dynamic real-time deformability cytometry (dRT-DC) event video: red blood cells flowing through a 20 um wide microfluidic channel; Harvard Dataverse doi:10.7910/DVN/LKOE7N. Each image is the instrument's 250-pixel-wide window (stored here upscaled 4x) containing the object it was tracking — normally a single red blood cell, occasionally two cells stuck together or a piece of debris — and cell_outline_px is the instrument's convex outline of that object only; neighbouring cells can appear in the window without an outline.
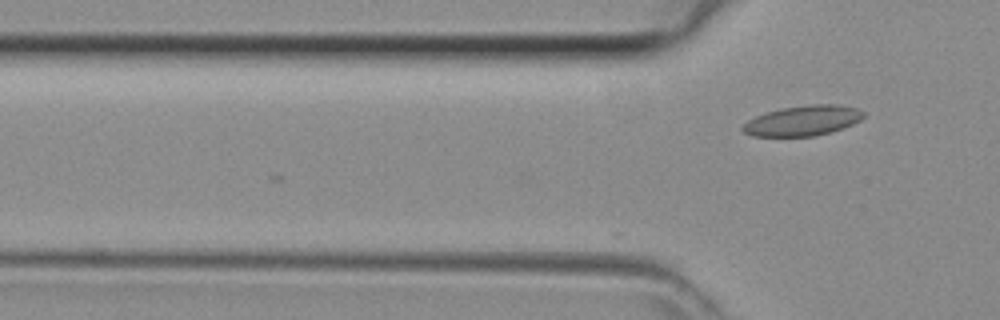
{"species": "common noctule bat (a hibernating species)", "species_latin": "Nyctalus noctula", "temperature_condition": "room temperature", "stored_images_in_passage": 4, "camera_frame_rate_fps": 3000, "um_per_image_px": 0.085, "animal": {"sex": "female", "body_mass_g": 29.2, "forearm_length_mm": 56.3}, "frame": {"image": 1, "passage_image": 4, "time_ms": 1.0, "image_size_px": [1000, 320], "cell_outline_px": [[864, 116], [860, 120], [852, 124], [816, 136], [752, 136], [744, 132], [740, 128], [748, 120], [756, 116], [780, 108], [812, 104], [836, 104], [856, 108], [864, 112]], "centroid_in_image_um": [68.22, 10.25], "position_along_channel_um": 57.6, "area_um2": 21.04}}